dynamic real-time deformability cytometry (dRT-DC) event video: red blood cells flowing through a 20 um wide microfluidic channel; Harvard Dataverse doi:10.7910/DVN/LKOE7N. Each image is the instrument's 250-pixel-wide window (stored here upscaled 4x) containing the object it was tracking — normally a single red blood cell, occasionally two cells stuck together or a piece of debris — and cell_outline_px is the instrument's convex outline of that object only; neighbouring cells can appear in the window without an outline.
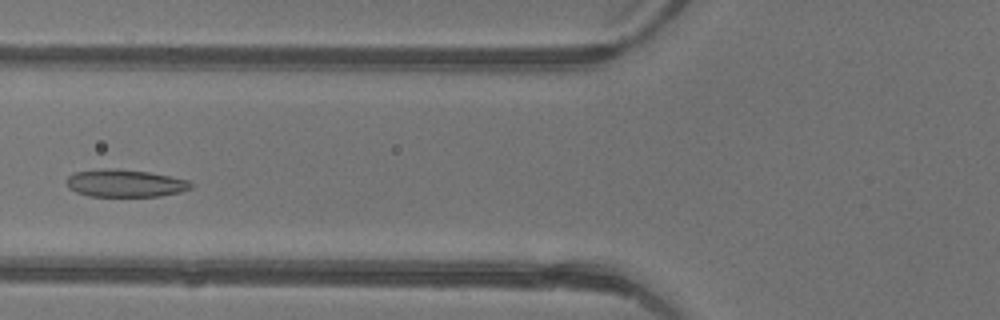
{"species": "common noctule bat (a hibernating species)", "species_latin": "Nyctalus noctula", "temperature_condition": "warm", "stored_images_in_passage": 4, "camera_frame_rate_fps": 3000, "um_per_image_px": 0.085, "animal": {"sex": "female"}, "frame": {"image": 1, "passage_image": 4, "time_ms": 1.0, "image_size_px": [1000, 320], "cell_outline_px": [[196, 184], [192, 188], [180, 192], [160, 196], [88, 196], [76, 192], [68, 188], [64, 180], [72, 172], [104, 168], [116, 168], [148, 172], [188, 180]], "centroid_in_image_um": [10.6, 15.57], "position_along_channel_um": 115.2, "area_um2": 20.23}}